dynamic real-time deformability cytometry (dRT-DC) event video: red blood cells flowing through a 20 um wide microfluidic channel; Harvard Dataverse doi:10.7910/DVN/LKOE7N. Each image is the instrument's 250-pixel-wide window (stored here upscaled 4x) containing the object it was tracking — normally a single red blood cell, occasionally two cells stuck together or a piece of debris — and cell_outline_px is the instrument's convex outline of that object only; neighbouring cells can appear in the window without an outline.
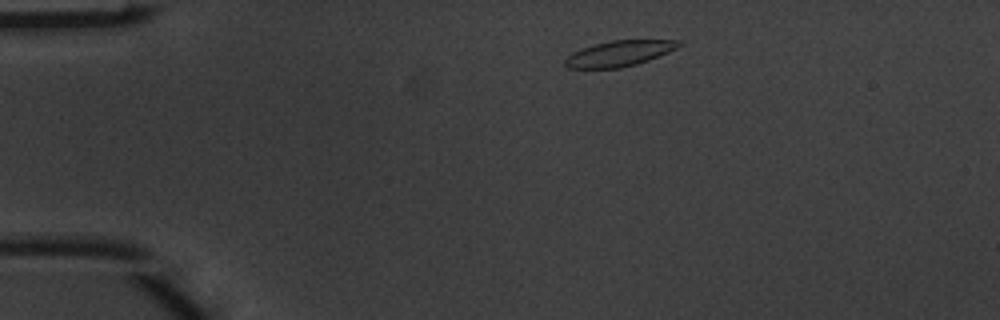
{"species": "common noctule bat (a hibernating species)", "species_latin": "Nyctalus noctula", "temperature_condition": "warm", "stored_images_in_passage": 5, "camera_frame_rate_fps": 3000, "um_per_image_px": 0.085, "animal": {"sex": "male", "body_mass_g": 20.1, "forearm_length_mm": 53.5}, "frame": {"image": 1, "passage_image": 2, "time_ms": 0.333, "image_size_px": [1000, 320], "cell_outline_px": [[684, 44], [668, 52], [648, 60], [636, 64], [620, 68], [568, 68], [564, 64], [564, 60], [572, 52], [580, 48], [612, 40], [680, 40]], "centroid_in_image_um": [52.62, 4.54], "position_along_channel_um": 32.4, "area_um2": 16.94}}